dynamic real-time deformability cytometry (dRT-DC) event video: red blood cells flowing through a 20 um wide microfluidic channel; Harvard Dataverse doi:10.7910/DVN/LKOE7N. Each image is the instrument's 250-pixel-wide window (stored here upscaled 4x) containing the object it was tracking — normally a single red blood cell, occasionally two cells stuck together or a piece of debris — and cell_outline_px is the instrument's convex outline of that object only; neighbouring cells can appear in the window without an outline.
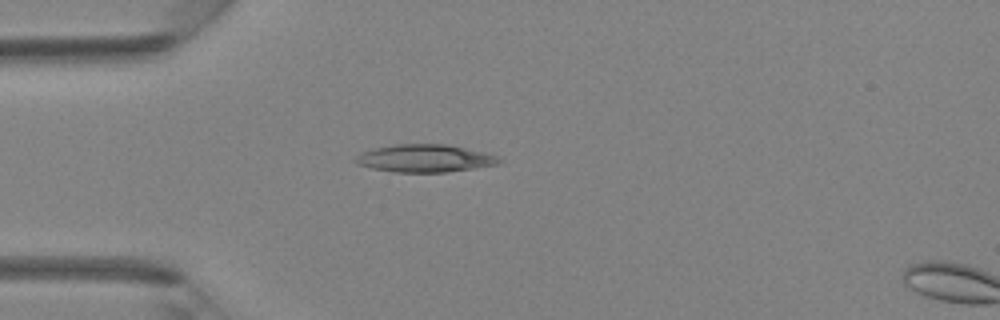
{"species": "Egyptian fruit bat (a non-hibernating species)", "species_latin": "Rousettus aegyptiacus", "temperature_condition": "room temperature", "stored_images_in_passage": 14, "camera_frame_rate_fps": 3000, "um_per_image_px": 0.085, "animal": {"sex": "female"}, "frame": {"image": 1, "passage_image": 12, "time_ms": 3.667, "image_size_px": [1000, 320], "cell_outline_px": [[504, 160], [500, 164], [448, 172], [392, 172], [372, 168], [356, 164], [352, 160], [360, 152], [376, 148], [396, 144], [448, 144], [488, 152]], "centroid_in_image_um": [36.14, 13.46], "position_along_channel_um": 48.9, "area_um2": 23.47}}